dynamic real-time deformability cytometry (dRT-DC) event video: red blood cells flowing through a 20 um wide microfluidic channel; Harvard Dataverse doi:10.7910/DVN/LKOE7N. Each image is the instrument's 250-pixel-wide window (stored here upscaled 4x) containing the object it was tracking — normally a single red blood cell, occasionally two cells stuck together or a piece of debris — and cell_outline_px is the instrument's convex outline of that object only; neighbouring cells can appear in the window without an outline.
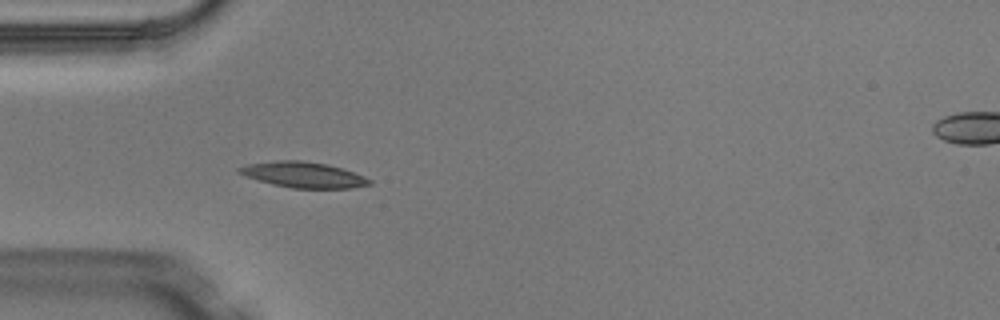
{"species": "Egyptian fruit bat (a non-hibernating species)", "species_latin": "Rousettus aegyptiacus", "temperature_condition": "warm", "stored_images_in_passage": 5, "camera_frame_rate_fps": 3000, "um_per_image_px": 0.085, "animal": {"sex": "male"}, "frame": {"image": 1, "passage_image": 4, "time_ms": 1.0, "image_size_px": [1000, 320], "cell_outline_px": [[372, 184], [352, 188], [292, 188], [272, 184], [256, 180], [236, 172], [236, 168], [248, 164], [276, 160], [304, 160], [328, 164], [364, 176], [372, 180]], "centroid_in_image_um": [25.76, 14.85], "position_along_channel_um": 59.2, "area_um2": 19.59}}